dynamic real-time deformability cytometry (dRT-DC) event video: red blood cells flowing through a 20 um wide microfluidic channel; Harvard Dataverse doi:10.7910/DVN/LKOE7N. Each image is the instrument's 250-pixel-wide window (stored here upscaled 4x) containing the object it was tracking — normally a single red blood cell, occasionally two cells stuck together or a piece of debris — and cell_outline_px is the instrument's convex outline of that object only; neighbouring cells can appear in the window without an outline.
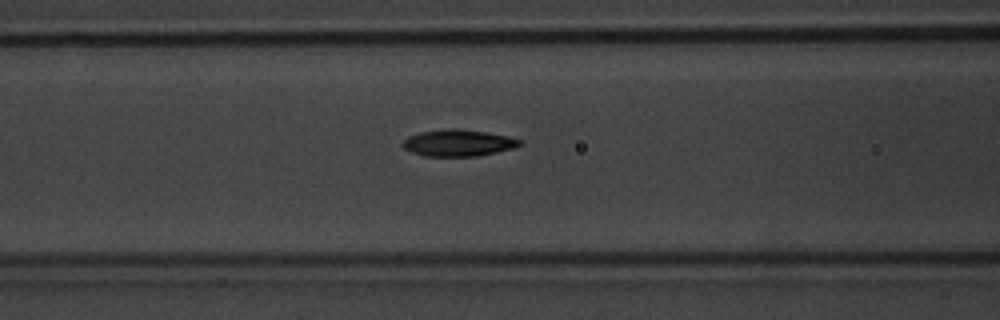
{"species": "common noctule bat (a hibernating species)", "species_latin": "Nyctalus noctula", "temperature_condition": "warm", "stored_images_in_passage": 40, "camera_frame_rate_fps": 3000, "um_per_image_px": 0.085, "animal": {"sex": "male", "body_mass_g": 20.1, "forearm_length_mm": 53.5}, "frame": {"image": 1, "passage_image": 11, "time_ms": 3.333, "image_size_px": [1000, 320], "cell_outline_px": [[524, 144], [516, 148], [476, 156], [424, 156], [412, 152], [404, 148], [404, 140], [408, 136], [420, 132], [452, 128], [460, 128], [488, 132], [508, 136], [524, 140]], "centroid_in_image_um": [39.03, 12.14], "position_along_channel_um": 127.6, "area_um2": 18.32}}
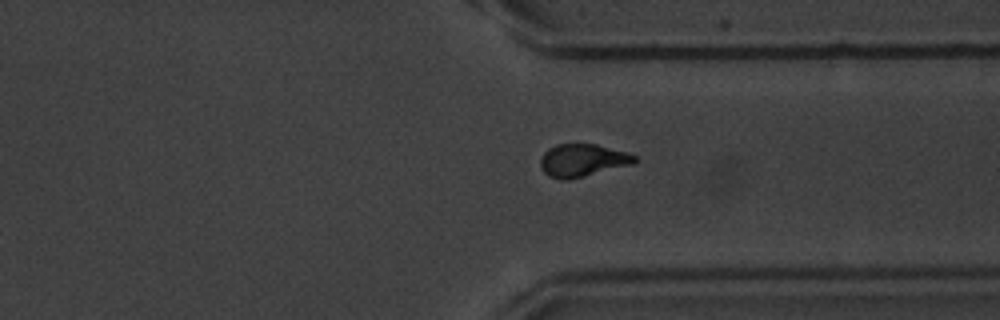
{"frame": {"image": 2, "passage_image": 30, "time_ms": 9.667, "image_size_px": [1000, 320], "cell_outline_px": [[640, 160], [632, 164], [568, 180], [560, 180], [548, 176], [540, 168], [540, 160], [544, 152], [548, 148], [556, 144], [596, 144], [628, 152], [636, 156]], "centroid_in_image_um": [49.51, 13.63], "position_along_channel_um": 361.9, "area_um2": 18.09}}
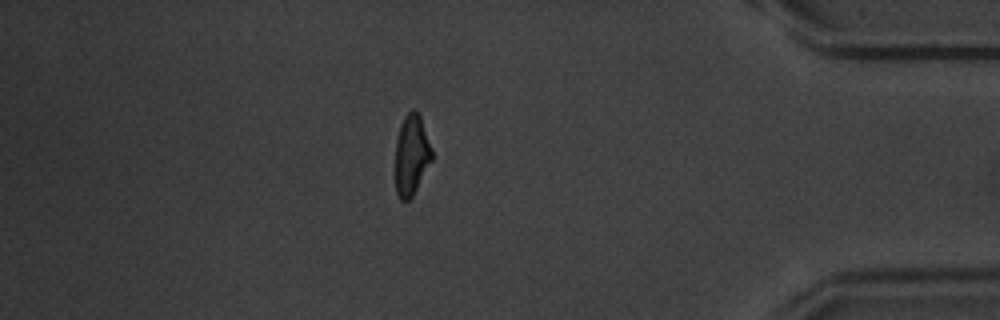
{"frame": {"image": 3, "passage_image": 36, "time_ms": 11.667, "image_size_px": [1000, 320], "cell_outline_px": [[432, 160], [412, 196], [408, 200], [400, 200], [396, 192], [396, 140], [400, 124], [404, 116], [412, 108], [416, 108], [420, 116], [432, 148]], "centroid_in_image_um": [34.98, 13.13], "position_along_channel_um": 400.2, "area_um2": 17.11}}